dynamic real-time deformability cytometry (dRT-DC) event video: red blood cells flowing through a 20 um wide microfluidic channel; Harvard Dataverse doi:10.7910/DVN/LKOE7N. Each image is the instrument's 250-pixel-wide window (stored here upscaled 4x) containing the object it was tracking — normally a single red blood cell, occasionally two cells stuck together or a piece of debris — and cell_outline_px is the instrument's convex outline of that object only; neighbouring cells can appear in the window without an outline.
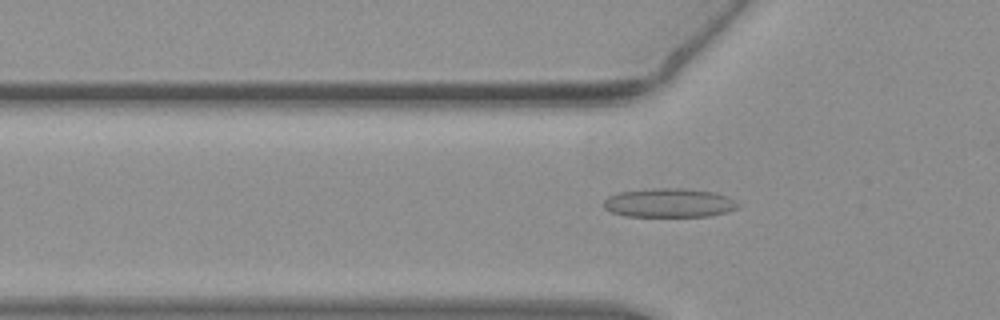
{"species": "common noctule bat (a hibernating species)", "species_latin": "Nyctalus noctula", "temperature_condition": "warm", "stored_images_in_passage": 40, "camera_frame_rate_fps": 3000, "um_per_image_px": 0.085, "animal": {"sex": "female", "body_mass_g": 19.3, "forearm_length_mm": 54.1}, "frame": {"image": 1, "passage_image": 11, "time_ms": 3.333, "image_size_px": [1000, 320], "cell_outline_px": [[740, 204], [736, 208], [724, 212], [708, 216], [624, 216], [612, 212], [604, 208], [604, 200], [608, 196], [616, 192], [652, 188], [684, 188], [716, 192], [728, 196], [736, 200]], "centroid_in_image_um": [56.86, 17.23], "position_along_channel_um": 68.9, "area_um2": 22.83}}
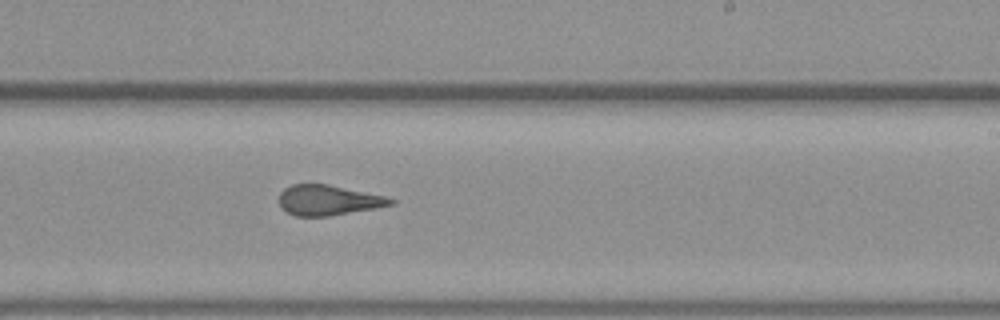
{"frame": {"image": 2, "passage_image": 26, "time_ms": 8.333, "image_size_px": [1000, 320], "cell_outline_px": [[396, 204], [328, 216], [296, 216], [288, 212], [280, 204], [280, 192], [284, 188], [292, 184], [328, 184], [384, 196], [396, 200]], "centroid_in_image_um": [27.91, 17.01], "position_along_channel_um": 261.1, "area_um2": 19.36}}
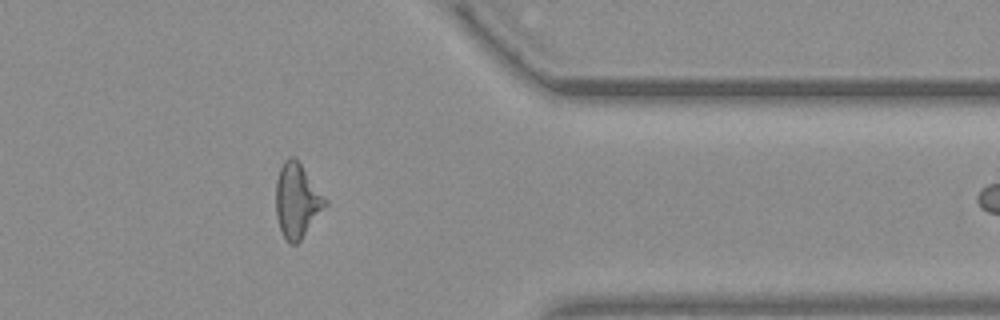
{"frame": {"image": 3, "passage_image": 37, "time_ms": 12.0, "image_size_px": [1000, 320], "cell_outline_px": [[328, 204], [300, 240], [296, 244], [288, 244], [280, 228], [276, 216], [276, 180], [280, 168], [284, 160], [288, 156], [296, 156], [328, 200]], "centroid_in_image_um": [25.25, 17.01], "position_along_channel_um": 386.1, "area_um2": 21.56}, "authors_computed_cell_mechanics": {"area_um2": 20.9236, "velocity_mm_per_s": 3.8335, "shape_relaxation_time_tau1_ms": null, "shape_relaxation_time_tau2_ms": 1.5189, "deformation_change_tau1": null, "deformation_change_tau2": 0.0931}}